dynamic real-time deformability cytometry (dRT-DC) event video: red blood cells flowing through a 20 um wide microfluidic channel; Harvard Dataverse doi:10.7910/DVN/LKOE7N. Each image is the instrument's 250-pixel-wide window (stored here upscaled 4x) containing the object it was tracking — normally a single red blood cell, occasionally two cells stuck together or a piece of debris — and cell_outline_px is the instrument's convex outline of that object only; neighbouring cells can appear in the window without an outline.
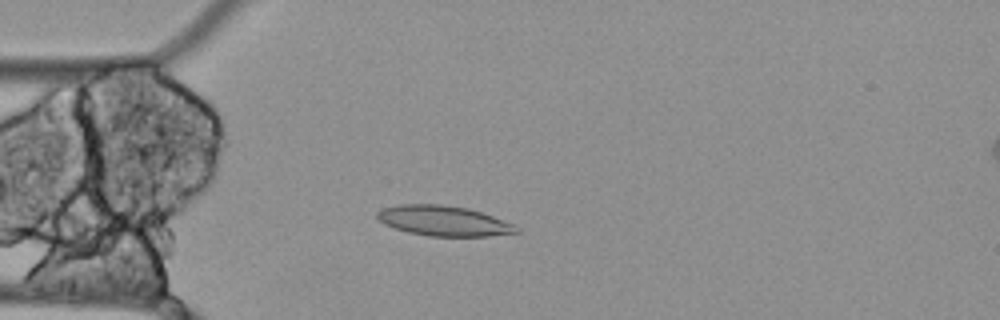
{"species": "Egyptian fruit bat (a non-hibernating species)", "species_latin": "Rousettus aegyptiacus", "temperature_condition": "cold", "stored_images_in_passage": 57, "camera_frame_rate_fps": 3000, "um_per_image_px": 0.085, "animal": {"sex": "female"}, "frame": {"image": 1, "passage_image": 15, "time_ms": 4.667, "image_size_px": [1000, 320], "cell_outline_px": [[520, 232], [488, 236], [428, 236], [408, 232], [384, 224], [376, 216], [376, 212], [384, 208], [400, 204], [440, 204], [468, 208], [516, 224], [520, 228]], "centroid_in_image_um": [37.74, 18.77], "position_along_channel_um": 47.3, "area_um2": 24.45}}
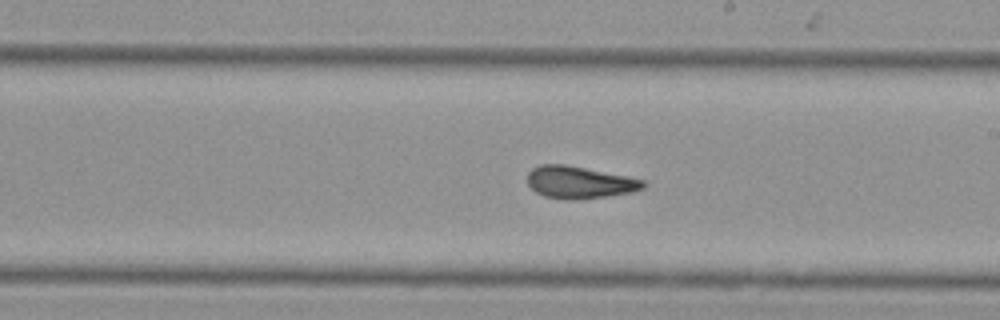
{"frame": {"image": 2, "passage_image": 32, "time_ms": 10.333, "image_size_px": [1000, 320], "cell_outline_px": [[648, 184], [644, 188], [632, 192], [608, 196], [568, 200], [544, 196], [536, 192], [528, 184], [528, 172], [532, 168], [540, 164], [564, 164], [644, 180]], "centroid_in_image_um": [49.24, 15.5], "position_along_channel_um": 239.8, "area_um2": 21.5}}
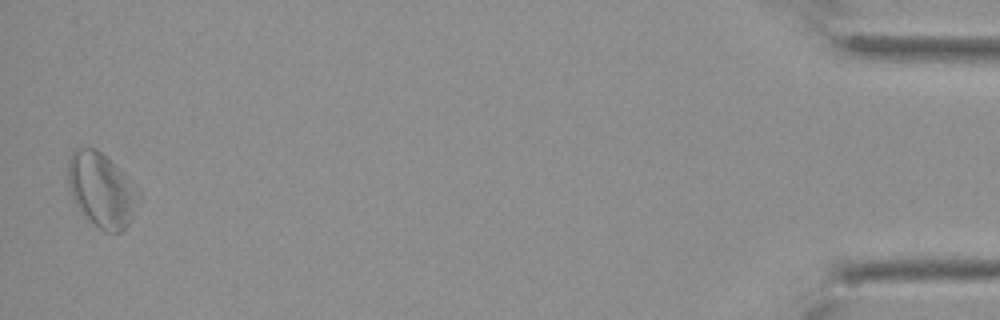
{"frame": {"image": 3, "passage_image": 56, "time_ms": 18.333, "image_size_px": [1000, 320], "cell_outline_px": [[140, 200], [128, 224], [120, 232], [104, 232], [88, 220], [80, 212], [72, 196], [68, 184], [68, 160], [72, 152], [76, 148], [96, 148], [140, 192]], "centroid_in_image_um": [8.6, 16.18], "position_along_channel_um": 426.6, "area_um2": 30.0}}